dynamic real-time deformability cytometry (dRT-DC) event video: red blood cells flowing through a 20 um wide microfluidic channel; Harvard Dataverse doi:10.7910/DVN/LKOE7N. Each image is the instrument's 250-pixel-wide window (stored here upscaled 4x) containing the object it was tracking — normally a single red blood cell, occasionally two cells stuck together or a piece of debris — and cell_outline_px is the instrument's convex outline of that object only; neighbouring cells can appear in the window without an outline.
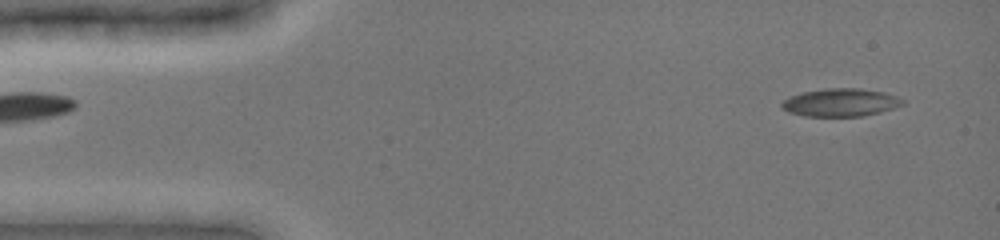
{"species": "common noctule bat (a hibernating species)", "species_latin": "Nyctalus noctula", "temperature_condition": "cold", "stored_images_in_passage": 44, "camera_frame_rate_fps": 3000, "um_per_image_px": 0.085, "animal": {"sex": "female", "body_mass_g": 19.0, "forearm_length_mm": 51.5}, "frame": {"image": 1, "passage_image": 2, "time_ms": 0.333, "image_size_px": [1000, 240], "cell_outline_px": [[904, 104], [880, 112], [864, 116], [804, 116], [788, 112], [780, 108], [780, 104], [784, 100], [800, 92], [824, 88], [860, 88], [884, 92], [896, 96], [904, 100]], "centroid_in_image_um": [71.42, 8.71], "position_along_channel_um": 13.6, "area_um2": 19.77}}
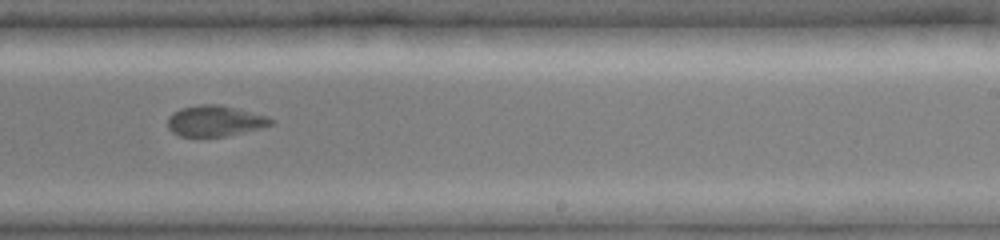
{"frame": {"image": 2, "passage_image": 29, "time_ms": 9.333, "image_size_px": [1000, 240], "cell_outline_px": [[276, 120], [272, 124], [260, 128], [244, 132], [224, 136], [180, 136], [172, 132], [168, 128], [168, 116], [172, 112], [180, 108], [200, 104], [220, 104], [268, 116]], "centroid_in_image_um": [18.26, 10.26], "position_along_channel_um": 270.7, "area_um2": 18.61}}
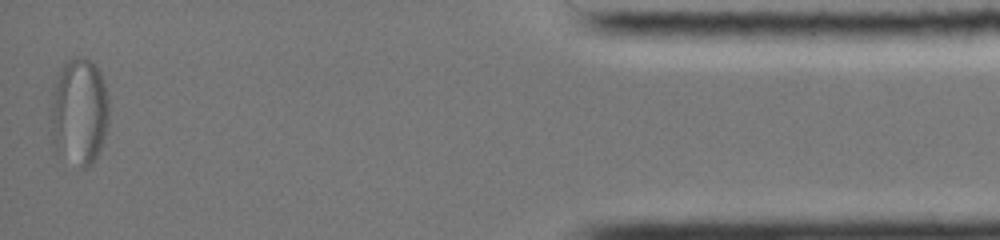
{"frame": {"image": 3, "passage_image": 44, "time_ms": 15.0, "image_size_px": [1000, 240], "cell_outline_px": [[108, 128], [100, 148], [92, 164], [88, 168], [80, 168], [56, 152], [48, 132], [48, 104], [52, 84], [64, 60], [72, 56], [84, 56], [92, 60], [96, 64], [100, 72], [108, 96]], "centroid_in_image_um": [6.65, 9.45], "position_along_channel_um": 428.6, "area_um2": 38.32}}